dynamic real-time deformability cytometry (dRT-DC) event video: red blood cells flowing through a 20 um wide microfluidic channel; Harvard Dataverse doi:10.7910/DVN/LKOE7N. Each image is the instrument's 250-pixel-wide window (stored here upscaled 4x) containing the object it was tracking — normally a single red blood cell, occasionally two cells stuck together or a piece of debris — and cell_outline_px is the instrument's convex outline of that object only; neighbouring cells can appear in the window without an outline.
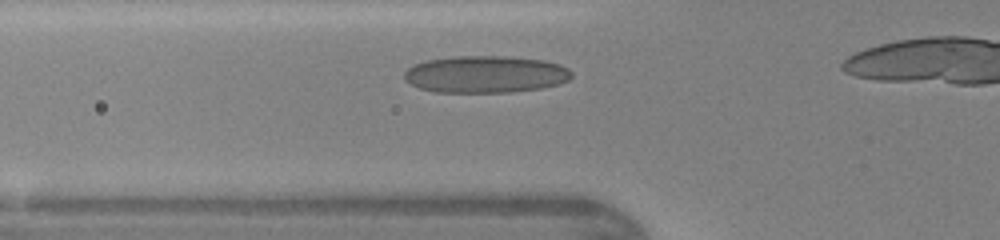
{"species": "human", "species_latin": "Homo sapiens", "temperature_condition": "warm", "stored_images_in_passage": 14, "camera_frame_rate_fps": 3000, "um_per_image_px": 0.085, "donor": {"sex": "female"}, "frame": {"image": 1, "passage_image": 7, "time_ms": 2.0, "image_size_px": [1000, 240], "cell_outline_px": [[572, 76], [568, 80], [556, 84], [540, 88], [512, 92], [436, 92], [420, 88], [404, 80], [404, 72], [408, 68], [424, 60], [456, 56], [500, 56], [544, 60], [560, 64], [568, 68], [572, 72]], "centroid_in_image_um": [41.26, 6.31], "position_along_channel_um": 84.5, "area_um2": 36.07}}